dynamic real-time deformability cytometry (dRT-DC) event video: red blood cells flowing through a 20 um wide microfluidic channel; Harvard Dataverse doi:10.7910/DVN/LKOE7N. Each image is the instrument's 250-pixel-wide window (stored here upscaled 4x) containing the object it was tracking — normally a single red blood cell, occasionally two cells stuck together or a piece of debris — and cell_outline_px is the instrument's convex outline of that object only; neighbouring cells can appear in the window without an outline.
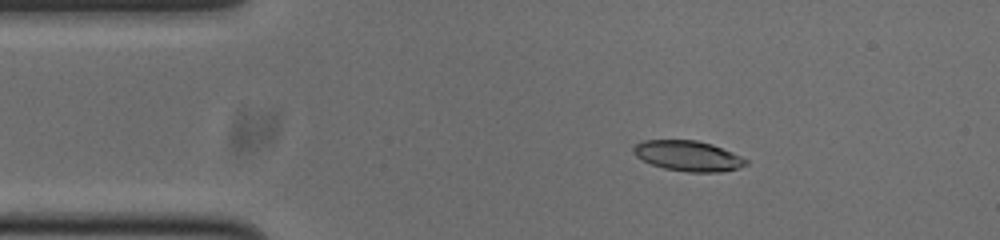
{"species": "common noctule bat (a hibernating species)", "species_latin": "Nyctalus noctula", "temperature_condition": "cold", "stored_images_in_passage": 45, "camera_frame_rate_fps": 3000, "um_per_image_px": 0.085, "animal": {"sex": "male", "body_mass_g": 20.0, "forearm_length_mm": 53.3}, "frame": {"image": 1, "passage_image": 1, "time_ms": 0.0, "image_size_px": [1000, 240], "cell_outline_px": [[748, 164], [736, 168], [716, 172], [688, 172], [664, 168], [652, 164], [636, 156], [632, 152], [632, 148], [636, 144], [644, 140], [696, 140], [712, 144], [732, 152], [748, 160]], "centroid_in_image_um": [58.47, 13.24], "position_along_channel_um": 26.5, "area_um2": 19.71}}
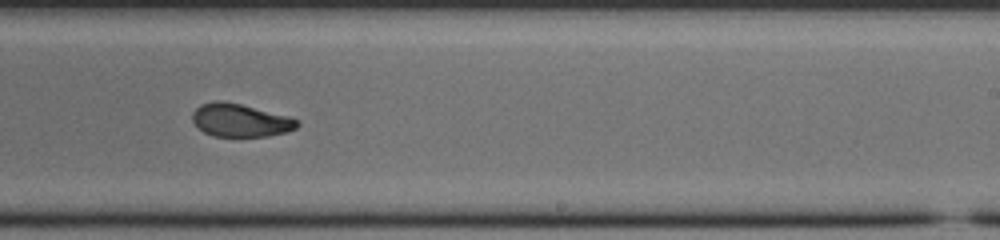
{"frame": {"image": 2, "passage_image": 24, "time_ms": 7.667, "image_size_px": [1000, 240], "cell_outline_px": [[300, 124], [296, 128], [288, 132], [268, 136], [212, 136], [204, 132], [192, 120], [192, 112], [200, 104], [216, 100], [220, 100], [240, 104], [288, 116], [300, 120]], "centroid_in_image_um": [20.44, 10.22], "position_along_channel_um": 268.6, "area_um2": 20.17}}
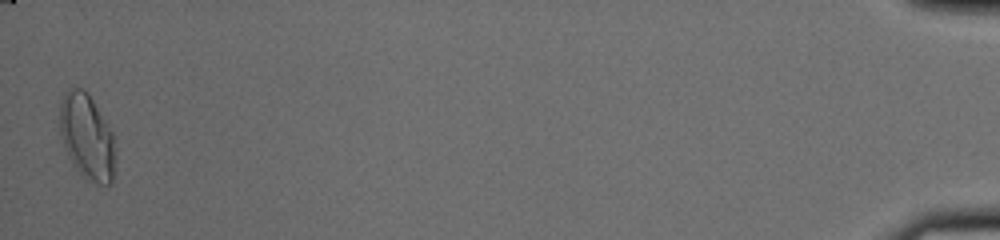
{"frame": {"image": 3, "passage_image": 45, "time_ms": 14.667, "image_size_px": [1000, 240], "cell_outline_px": [[112, 184], [100, 184], [88, 180], [76, 168], [68, 156], [60, 132], [60, 104], [64, 92], [68, 88], [84, 88], [88, 92], [112, 132]], "centroid_in_image_um": [7.34, 11.56], "position_along_channel_um": 427.9, "area_um2": 26.88}, "authors_computed_cell_mechanics": {"area_um2": 21.1548, "velocity_mm_per_s": 3.7766, "shape_relaxation_time_tau1_ms": 9.9499, "shape_relaxation_time_tau2_ms": 2.7621, "deformation_change_tau1": 0.2506, "deformation_change_tau2": 0.0773}}